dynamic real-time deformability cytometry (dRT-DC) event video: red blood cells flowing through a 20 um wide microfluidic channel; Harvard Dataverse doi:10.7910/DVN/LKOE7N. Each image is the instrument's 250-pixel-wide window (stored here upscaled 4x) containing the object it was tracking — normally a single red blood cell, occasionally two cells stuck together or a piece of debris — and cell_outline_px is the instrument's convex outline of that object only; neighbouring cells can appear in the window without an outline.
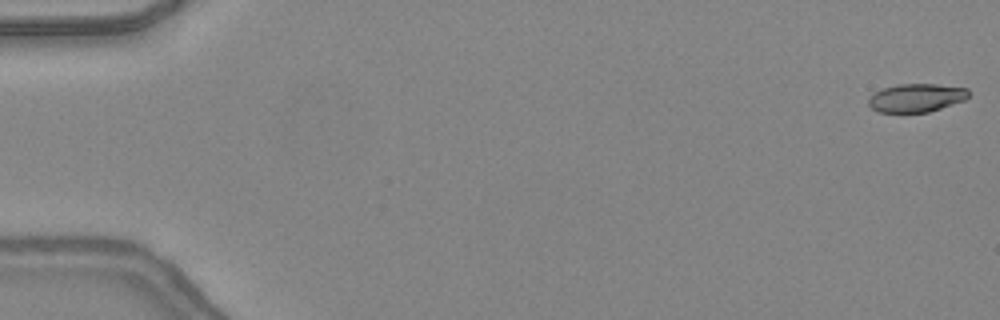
{"species": "common noctule bat (a hibernating species)", "species_latin": "Nyctalus noctula", "temperature_condition": "warm", "stored_images_in_passage": 48, "camera_frame_rate_fps": 3000, "um_per_image_px": 0.085, "animal": {"sex": "female", "body_mass_g": 24.6, "forearm_length_mm": 56.2}, "frame": {"image": 1, "passage_image": 1, "time_ms": 0.0, "image_size_px": [1000, 320], "cell_outline_px": [[968, 96], [964, 100], [928, 112], [876, 112], [868, 104], [868, 100], [876, 92], [884, 88], [900, 84], [936, 84], [968, 88]], "centroid_in_image_um": [77.89, 8.31], "position_along_channel_um": 7.1, "area_um2": 16.3}}
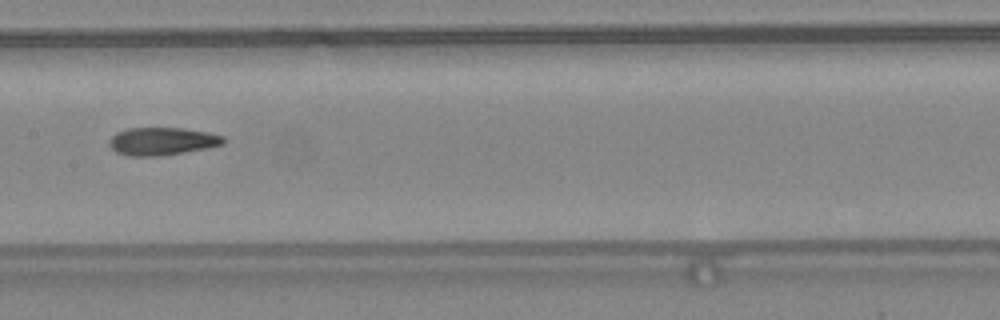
{"frame": {"image": 2, "passage_image": 25, "time_ms": 8.0, "image_size_px": [1000, 320], "cell_outline_px": [[224, 144], [208, 148], [160, 156], [132, 156], [116, 152], [108, 144], [108, 140], [116, 132], [124, 128], [184, 128], [208, 132], [224, 136]], "centroid_in_image_um": [13.77, 12.0], "position_along_channel_um": 193.6, "area_um2": 18.61}}
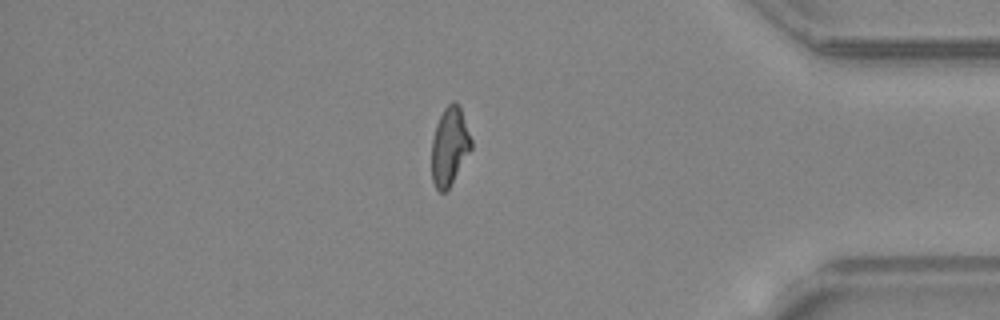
{"frame": {"image": 3, "passage_image": 41, "time_ms": 13.333, "image_size_px": [1000, 320], "cell_outline_px": [[472, 148], [448, 188], [444, 192], [440, 192], [436, 188], [432, 180], [432, 140], [436, 124], [444, 108], [452, 100], [456, 100], [460, 104], [472, 140]], "centroid_in_image_um": [38.22, 12.37], "position_along_channel_um": 397.0, "area_um2": 18.03}, "authors_computed_cell_mechanics": {"area_um2": 18.3804, "velocity_mm_per_s": 4.4047, "shape_relaxation_time_tau1_ms": 7.7295, "shape_relaxation_time_tau2_ms": 2.9261, "deformation_change_tau1": 0.2329, "deformation_change_tau2": 0.1215}}